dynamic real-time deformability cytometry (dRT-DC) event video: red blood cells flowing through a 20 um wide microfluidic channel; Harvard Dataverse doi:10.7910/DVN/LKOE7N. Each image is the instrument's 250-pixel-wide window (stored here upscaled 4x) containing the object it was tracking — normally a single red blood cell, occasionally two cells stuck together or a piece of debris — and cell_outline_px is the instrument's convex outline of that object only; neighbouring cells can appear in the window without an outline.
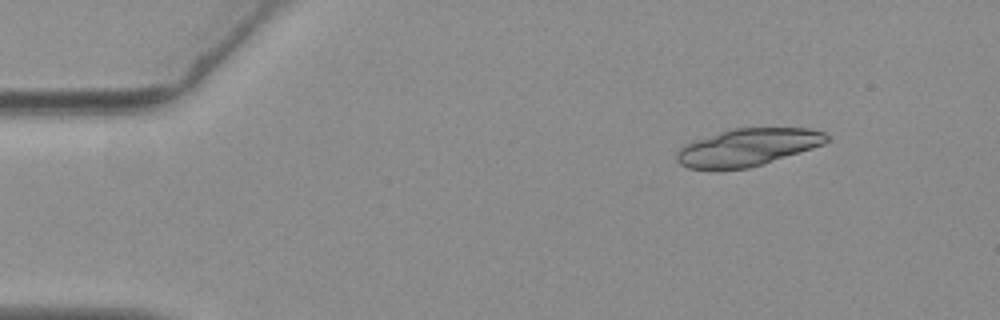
{"species": "common noctule bat (a hibernating species)", "species_latin": "Nyctalus noctula", "temperature_condition": "warm", "stored_images_in_passage": 15, "camera_frame_rate_fps": 3000, "um_per_image_px": 0.085, "animal": {"sex": "female", "body_mass_g": 19.3, "forearm_length_mm": 54.1}, "frame": {"image": 1, "passage_image": 3, "time_ms": 0.667, "image_size_px": [1000, 320], "cell_outline_px": [[828, 140], [824, 144], [812, 148], [748, 168], [688, 168], [680, 164], [676, 160], [676, 152], [684, 144], [732, 128], [812, 128], [824, 132], [828, 136]], "centroid_in_image_um": [63.56, 12.5], "position_along_channel_um": 21.4, "area_um2": 32.08}}